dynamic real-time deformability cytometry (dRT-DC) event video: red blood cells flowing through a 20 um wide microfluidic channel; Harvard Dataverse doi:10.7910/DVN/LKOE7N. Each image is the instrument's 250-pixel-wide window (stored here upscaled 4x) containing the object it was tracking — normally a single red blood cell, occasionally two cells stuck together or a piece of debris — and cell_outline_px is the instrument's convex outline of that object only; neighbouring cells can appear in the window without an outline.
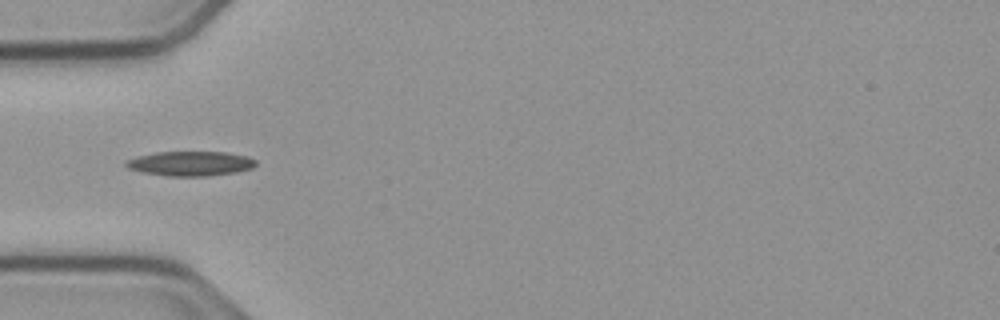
{"species": "common noctule bat (a hibernating species)", "species_latin": "Nyctalus noctula", "temperature_condition": "cold", "stored_images_in_passage": 12, "camera_frame_rate_fps": 3000, "um_per_image_px": 0.085, "animal": {"sex": "male", "body_mass_g": 23.1, "forearm_length_mm": 52.7}, "frame": {"image": 1, "passage_image": 6, "time_ms": 1.667, "image_size_px": [1000, 320], "cell_outline_px": [[256, 164], [252, 168], [236, 172], [208, 176], [168, 176], [140, 172], [128, 168], [124, 164], [128, 160], [140, 156], [156, 152], [228, 152], [248, 156], [256, 160]], "centroid_in_image_um": [16.22, 13.9], "position_along_channel_um": 68.8, "area_um2": 18.61}}
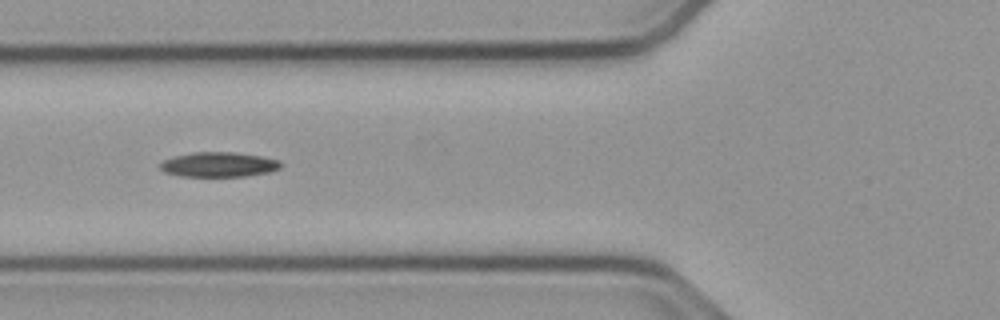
{"frame": {"image": 2, "passage_image": 9, "time_ms": 2.667, "image_size_px": [1000, 320], "cell_outline_px": [[280, 168], [272, 172], [248, 176], [180, 176], [164, 172], [160, 168], [160, 164], [164, 160], [176, 156], [192, 152], [236, 152], [260, 156], [280, 160]], "centroid_in_image_um": [18.62, 13.99], "position_along_channel_um": 107.2, "area_um2": 17.46}}